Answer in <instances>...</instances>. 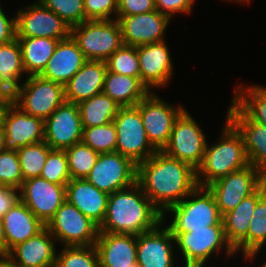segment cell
I'll use <instances>...</instances> for the list:
<instances>
[{
	"label": "cell",
	"mask_w": 266,
	"mask_h": 267,
	"mask_svg": "<svg viewBox=\"0 0 266 267\" xmlns=\"http://www.w3.org/2000/svg\"><path fill=\"white\" fill-rule=\"evenodd\" d=\"M71 179H82L90 173L99 153L83 142L65 149Z\"/></svg>",
	"instance_id": "36"
},
{
	"label": "cell",
	"mask_w": 266,
	"mask_h": 267,
	"mask_svg": "<svg viewBox=\"0 0 266 267\" xmlns=\"http://www.w3.org/2000/svg\"><path fill=\"white\" fill-rule=\"evenodd\" d=\"M82 142L99 154L115 152L117 132L114 122L95 127H83Z\"/></svg>",
	"instance_id": "38"
},
{
	"label": "cell",
	"mask_w": 266,
	"mask_h": 267,
	"mask_svg": "<svg viewBox=\"0 0 266 267\" xmlns=\"http://www.w3.org/2000/svg\"><path fill=\"white\" fill-rule=\"evenodd\" d=\"M65 101L64 85L40 75L25 77L15 89L14 103L27 114L44 121Z\"/></svg>",
	"instance_id": "7"
},
{
	"label": "cell",
	"mask_w": 266,
	"mask_h": 267,
	"mask_svg": "<svg viewBox=\"0 0 266 267\" xmlns=\"http://www.w3.org/2000/svg\"><path fill=\"white\" fill-rule=\"evenodd\" d=\"M83 126L78 104L65 101L44 121V141L65 150L82 142Z\"/></svg>",
	"instance_id": "15"
},
{
	"label": "cell",
	"mask_w": 266,
	"mask_h": 267,
	"mask_svg": "<svg viewBox=\"0 0 266 267\" xmlns=\"http://www.w3.org/2000/svg\"><path fill=\"white\" fill-rule=\"evenodd\" d=\"M17 39L21 46L23 67L26 75H40L52 57L59 40L40 37Z\"/></svg>",
	"instance_id": "31"
},
{
	"label": "cell",
	"mask_w": 266,
	"mask_h": 267,
	"mask_svg": "<svg viewBox=\"0 0 266 267\" xmlns=\"http://www.w3.org/2000/svg\"><path fill=\"white\" fill-rule=\"evenodd\" d=\"M78 106L83 127H95L112 122L121 107L103 92L80 102Z\"/></svg>",
	"instance_id": "33"
},
{
	"label": "cell",
	"mask_w": 266,
	"mask_h": 267,
	"mask_svg": "<svg viewBox=\"0 0 266 267\" xmlns=\"http://www.w3.org/2000/svg\"><path fill=\"white\" fill-rule=\"evenodd\" d=\"M129 267H140V266H139V264L136 262V263L130 265Z\"/></svg>",
	"instance_id": "54"
},
{
	"label": "cell",
	"mask_w": 266,
	"mask_h": 267,
	"mask_svg": "<svg viewBox=\"0 0 266 267\" xmlns=\"http://www.w3.org/2000/svg\"><path fill=\"white\" fill-rule=\"evenodd\" d=\"M103 93L121 107L136 106L149 93L141 77H132L107 70Z\"/></svg>",
	"instance_id": "29"
},
{
	"label": "cell",
	"mask_w": 266,
	"mask_h": 267,
	"mask_svg": "<svg viewBox=\"0 0 266 267\" xmlns=\"http://www.w3.org/2000/svg\"><path fill=\"white\" fill-rule=\"evenodd\" d=\"M108 197L85 178L71 179L66 184V200L99 227L106 215Z\"/></svg>",
	"instance_id": "25"
},
{
	"label": "cell",
	"mask_w": 266,
	"mask_h": 267,
	"mask_svg": "<svg viewBox=\"0 0 266 267\" xmlns=\"http://www.w3.org/2000/svg\"><path fill=\"white\" fill-rule=\"evenodd\" d=\"M0 267H18L12 264L7 258H0Z\"/></svg>",
	"instance_id": "52"
},
{
	"label": "cell",
	"mask_w": 266,
	"mask_h": 267,
	"mask_svg": "<svg viewBox=\"0 0 266 267\" xmlns=\"http://www.w3.org/2000/svg\"><path fill=\"white\" fill-rule=\"evenodd\" d=\"M7 257V239L5 235L4 226L0 218V258Z\"/></svg>",
	"instance_id": "49"
},
{
	"label": "cell",
	"mask_w": 266,
	"mask_h": 267,
	"mask_svg": "<svg viewBox=\"0 0 266 267\" xmlns=\"http://www.w3.org/2000/svg\"><path fill=\"white\" fill-rule=\"evenodd\" d=\"M107 68L113 73L141 77L137 47L122 45L106 61Z\"/></svg>",
	"instance_id": "39"
},
{
	"label": "cell",
	"mask_w": 266,
	"mask_h": 267,
	"mask_svg": "<svg viewBox=\"0 0 266 267\" xmlns=\"http://www.w3.org/2000/svg\"><path fill=\"white\" fill-rule=\"evenodd\" d=\"M40 177L57 185H66L71 180L65 150L49 151Z\"/></svg>",
	"instance_id": "40"
},
{
	"label": "cell",
	"mask_w": 266,
	"mask_h": 267,
	"mask_svg": "<svg viewBox=\"0 0 266 267\" xmlns=\"http://www.w3.org/2000/svg\"><path fill=\"white\" fill-rule=\"evenodd\" d=\"M5 130L4 127H0V153L4 150H6V146H5Z\"/></svg>",
	"instance_id": "50"
},
{
	"label": "cell",
	"mask_w": 266,
	"mask_h": 267,
	"mask_svg": "<svg viewBox=\"0 0 266 267\" xmlns=\"http://www.w3.org/2000/svg\"><path fill=\"white\" fill-rule=\"evenodd\" d=\"M225 1L226 2L228 1V2H231V3L233 2L234 4L236 3V4H244V5H246V4H250V2L252 0H225Z\"/></svg>",
	"instance_id": "53"
},
{
	"label": "cell",
	"mask_w": 266,
	"mask_h": 267,
	"mask_svg": "<svg viewBox=\"0 0 266 267\" xmlns=\"http://www.w3.org/2000/svg\"><path fill=\"white\" fill-rule=\"evenodd\" d=\"M0 75L14 89L28 77L23 67L22 51L18 39L0 45Z\"/></svg>",
	"instance_id": "34"
},
{
	"label": "cell",
	"mask_w": 266,
	"mask_h": 267,
	"mask_svg": "<svg viewBox=\"0 0 266 267\" xmlns=\"http://www.w3.org/2000/svg\"><path fill=\"white\" fill-rule=\"evenodd\" d=\"M107 64L104 61L87 60L81 69L64 85L65 100L80 102L102 93Z\"/></svg>",
	"instance_id": "26"
},
{
	"label": "cell",
	"mask_w": 266,
	"mask_h": 267,
	"mask_svg": "<svg viewBox=\"0 0 266 267\" xmlns=\"http://www.w3.org/2000/svg\"><path fill=\"white\" fill-rule=\"evenodd\" d=\"M95 247L99 267H129L137 262V236L99 232Z\"/></svg>",
	"instance_id": "23"
},
{
	"label": "cell",
	"mask_w": 266,
	"mask_h": 267,
	"mask_svg": "<svg viewBox=\"0 0 266 267\" xmlns=\"http://www.w3.org/2000/svg\"><path fill=\"white\" fill-rule=\"evenodd\" d=\"M19 190L20 200L44 225L66 200V185L51 183L40 176L23 181Z\"/></svg>",
	"instance_id": "16"
},
{
	"label": "cell",
	"mask_w": 266,
	"mask_h": 267,
	"mask_svg": "<svg viewBox=\"0 0 266 267\" xmlns=\"http://www.w3.org/2000/svg\"><path fill=\"white\" fill-rule=\"evenodd\" d=\"M16 11V38L40 37L63 40L71 28L39 0Z\"/></svg>",
	"instance_id": "13"
},
{
	"label": "cell",
	"mask_w": 266,
	"mask_h": 267,
	"mask_svg": "<svg viewBox=\"0 0 266 267\" xmlns=\"http://www.w3.org/2000/svg\"><path fill=\"white\" fill-rule=\"evenodd\" d=\"M1 220L7 239V256L13 247L36 236L46 227L21 200Z\"/></svg>",
	"instance_id": "27"
},
{
	"label": "cell",
	"mask_w": 266,
	"mask_h": 267,
	"mask_svg": "<svg viewBox=\"0 0 266 267\" xmlns=\"http://www.w3.org/2000/svg\"><path fill=\"white\" fill-rule=\"evenodd\" d=\"M20 201V190L10 186H0V218Z\"/></svg>",
	"instance_id": "47"
},
{
	"label": "cell",
	"mask_w": 266,
	"mask_h": 267,
	"mask_svg": "<svg viewBox=\"0 0 266 267\" xmlns=\"http://www.w3.org/2000/svg\"><path fill=\"white\" fill-rule=\"evenodd\" d=\"M257 201L258 189L222 215L225 238L233 249L247 236Z\"/></svg>",
	"instance_id": "30"
},
{
	"label": "cell",
	"mask_w": 266,
	"mask_h": 267,
	"mask_svg": "<svg viewBox=\"0 0 266 267\" xmlns=\"http://www.w3.org/2000/svg\"><path fill=\"white\" fill-rule=\"evenodd\" d=\"M46 228L62 246H92L99 234V226L67 200Z\"/></svg>",
	"instance_id": "10"
},
{
	"label": "cell",
	"mask_w": 266,
	"mask_h": 267,
	"mask_svg": "<svg viewBox=\"0 0 266 267\" xmlns=\"http://www.w3.org/2000/svg\"><path fill=\"white\" fill-rule=\"evenodd\" d=\"M137 182L162 214L198 187L197 171L163 151L138 164Z\"/></svg>",
	"instance_id": "1"
},
{
	"label": "cell",
	"mask_w": 266,
	"mask_h": 267,
	"mask_svg": "<svg viewBox=\"0 0 266 267\" xmlns=\"http://www.w3.org/2000/svg\"><path fill=\"white\" fill-rule=\"evenodd\" d=\"M8 103H1L0 102V127L3 126L4 114L7 110Z\"/></svg>",
	"instance_id": "51"
},
{
	"label": "cell",
	"mask_w": 266,
	"mask_h": 267,
	"mask_svg": "<svg viewBox=\"0 0 266 267\" xmlns=\"http://www.w3.org/2000/svg\"><path fill=\"white\" fill-rule=\"evenodd\" d=\"M138 165L118 152L99 154L86 180L97 189L112 194L137 182Z\"/></svg>",
	"instance_id": "12"
},
{
	"label": "cell",
	"mask_w": 266,
	"mask_h": 267,
	"mask_svg": "<svg viewBox=\"0 0 266 267\" xmlns=\"http://www.w3.org/2000/svg\"><path fill=\"white\" fill-rule=\"evenodd\" d=\"M206 137L186 108L175 120L170 139L162 151L197 170L204 158L208 142Z\"/></svg>",
	"instance_id": "8"
},
{
	"label": "cell",
	"mask_w": 266,
	"mask_h": 267,
	"mask_svg": "<svg viewBox=\"0 0 266 267\" xmlns=\"http://www.w3.org/2000/svg\"><path fill=\"white\" fill-rule=\"evenodd\" d=\"M15 101V89L0 75V102L12 104Z\"/></svg>",
	"instance_id": "48"
},
{
	"label": "cell",
	"mask_w": 266,
	"mask_h": 267,
	"mask_svg": "<svg viewBox=\"0 0 266 267\" xmlns=\"http://www.w3.org/2000/svg\"><path fill=\"white\" fill-rule=\"evenodd\" d=\"M265 181L254 166L248 165L214 181L207 188L214 195L219 212L223 215L254 193Z\"/></svg>",
	"instance_id": "14"
},
{
	"label": "cell",
	"mask_w": 266,
	"mask_h": 267,
	"mask_svg": "<svg viewBox=\"0 0 266 267\" xmlns=\"http://www.w3.org/2000/svg\"><path fill=\"white\" fill-rule=\"evenodd\" d=\"M234 88L232 101L252 121L266 126V86L241 83Z\"/></svg>",
	"instance_id": "32"
},
{
	"label": "cell",
	"mask_w": 266,
	"mask_h": 267,
	"mask_svg": "<svg viewBox=\"0 0 266 267\" xmlns=\"http://www.w3.org/2000/svg\"><path fill=\"white\" fill-rule=\"evenodd\" d=\"M170 20L172 19L157 10L121 17L118 21L123 44L137 47L166 40Z\"/></svg>",
	"instance_id": "19"
},
{
	"label": "cell",
	"mask_w": 266,
	"mask_h": 267,
	"mask_svg": "<svg viewBox=\"0 0 266 267\" xmlns=\"http://www.w3.org/2000/svg\"><path fill=\"white\" fill-rule=\"evenodd\" d=\"M155 0H118L117 20L123 16L155 11Z\"/></svg>",
	"instance_id": "44"
},
{
	"label": "cell",
	"mask_w": 266,
	"mask_h": 267,
	"mask_svg": "<svg viewBox=\"0 0 266 267\" xmlns=\"http://www.w3.org/2000/svg\"><path fill=\"white\" fill-rule=\"evenodd\" d=\"M113 122L117 132L115 152L138 165L157 151L148 140L138 105L120 107Z\"/></svg>",
	"instance_id": "9"
},
{
	"label": "cell",
	"mask_w": 266,
	"mask_h": 267,
	"mask_svg": "<svg viewBox=\"0 0 266 267\" xmlns=\"http://www.w3.org/2000/svg\"><path fill=\"white\" fill-rule=\"evenodd\" d=\"M87 61L78 44L70 35L59 40L41 77L65 85Z\"/></svg>",
	"instance_id": "24"
},
{
	"label": "cell",
	"mask_w": 266,
	"mask_h": 267,
	"mask_svg": "<svg viewBox=\"0 0 266 267\" xmlns=\"http://www.w3.org/2000/svg\"><path fill=\"white\" fill-rule=\"evenodd\" d=\"M266 244V181L258 188V201L250 220L247 236L234 248L245 262H254ZM247 260V261H246Z\"/></svg>",
	"instance_id": "28"
},
{
	"label": "cell",
	"mask_w": 266,
	"mask_h": 267,
	"mask_svg": "<svg viewBox=\"0 0 266 267\" xmlns=\"http://www.w3.org/2000/svg\"><path fill=\"white\" fill-rule=\"evenodd\" d=\"M118 0H84L86 20H112L117 18Z\"/></svg>",
	"instance_id": "43"
},
{
	"label": "cell",
	"mask_w": 266,
	"mask_h": 267,
	"mask_svg": "<svg viewBox=\"0 0 266 267\" xmlns=\"http://www.w3.org/2000/svg\"><path fill=\"white\" fill-rule=\"evenodd\" d=\"M213 144L207 142L204 158L197 171L199 187H207L229 173L247 167L244 140L237 128L226 118L220 138Z\"/></svg>",
	"instance_id": "3"
},
{
	"label": "cell",
	"mask_w": 266,
	"mask_h": 267,
	"mask_svg": "<svg viewBox=\"0 0 266 267\" xmlns=\"http://www.w3.org/2000/svg\"><path fill=\"white\" fill-rule=\"evenodd\" d=\"M56 245V239L45 227L36 236L13 247L6 258L18 267H54Z\"/></svg>",
	"instance_id": "22"
},
{
	"label": "cell",
	"mask_w": 266,
	"mask_h": 267,
	"mask_svg": "<svg viewBox=\"0 0 266 267\" xmlns=\"http://www.w3.org/2000/svg\"><path fill=\"white\" fill-rule=\"evenodd\" d=\"M162 221L155 229L137 236V263L140 267H177L175 238ZM175 249V250H174ZM177 259V260H176Z\"/></svg>",
	"instance_id": "17"
},
{
	"label": "cell",
	"mask_w": 266,
	"mask_h": 267,
	"mask_svg": "<svg viewBox=\"0 0 266 267\" xmlns=\"http://www.w3.org/2000/svg\"><path fill=\"white\" fill-rule=\"evenodd\" d=\"M137 105L148 140L157 151H162L170 139L175 120L186 109L185 105H172L157 91L150 92Z\"/></svg>",
	"instance_id": "11"
},
{
	"label": "cell",
	"mask_w": 266,
	"mask_h": 267,
	"mask_svg": "<svg viewBox=\"0 0 266 267\" xmlns=\"http://www.w3.org/2000/svg\"><path fill=\"white\" fill-rule=\"evenodd\" d=\"M260 267H266V261H264Z\"/></svg>",
	"instance_id": "55"
},
{
	"label": "cell",
	"mask_w": 266,
	"mask_h": 267,
	"mask_svg": "<svg viewBox=\"0 0 266 267\" xmlns=\"http://www.w3.org/2000/svg\"><path fill=\"white\" fill-rule=\"evenodd\" d=\"M175 238L183 265L181 267H206V263L213 256L224 254V257H235L232 246L227 242L224 234L223 222L218 225L208 226L206 229L189 230L181 234H172ZM224 252V253H223ZM235 255V256H234Z\"/></svg>",
	"instance_id": "5"
},
{
	"label": "cell",
	"mask_w": 266,
	"mask_h": 267,
	"mask_svg": "<svg viewBox=\"0 0 266 267\" xmlns=\"http://www.w3.org/2000/svg\"><path fill=\"white\" fill-rule=\"evenodd\" d=\"M0 0V45L11 42L16 38V16L5 14Z\"/></svg>",
	"instance_id": "46"
},
{
	"label": "cell",
	"mask_w": 266,
	"mask_h": 267,
	"mask_svg": "<svg viewBox=\"0 0 266 267\" xmlns=\"http://www.w3.org/2000/svg\"><path fill=\"white\" fill-rule=\"evenodd\" d=\"M55 267H99L98 253L92 246H62L57 251Z\"/></svg>",
	"instance_id": "37"
},
{
	"label": "cell",
	"mask_w": 266,
	"mask_h": 267,
	"mask_svg": "<svg viewBox=\"0 0 266 267\" xmlns=\"http://www.w3.org/2000/svg\"><path fill=\"white\" fill-rule=\"evenodd\" d=\"M51 149L45 141H42L17 150L23 181L40 176Z\"/></svg>",
	"instance_id": "35"
},
{
	"label": "cell",
	"mask_w": 266,
	"mask_h": 267,
	"mask_svg": "<svg viewBox=\"0 0 266 267\" xmlns=\"http://www.w3.org/2000/svg\"><path fill=\"white\" fill-rule=\"evenodd\" d=\"M162 221L163 214L136 182L109 194L106 215L99 232L138 236L155 229Z\"/></svg>",
	"instance_id": "2"
},
{
	"label": "cell",
	"mask_w": 266,
	"mask_h": 267,
	"mask_svg": "<svg viewBox=\"0 0 266 267\" xmlns=\"http://www.w3.org/2000/svg\"><path fill=\"white\" fill-rule=\"evenodd\" d=\"M167 40L137 46L141 82L150 92L168 86L175 66Z\"/></svg>",
	"instance_id": "18"
},
{
	"label": "cell",
	"mask_w": 266,
	"mask_h": 267,
	"mask_svg": "<svg viewBox=\"0 0 266 267\" xmlns=\"http://www.w3.org/2000/svg\"><path fill=\"white\" fill-rule=\"evenodd\" d=\"M173 216L167 227L172 234H181L189 230L206 229L208 226L218 225L222 221L214 195L207 187H197L180 203L171 206L164 214Z\"/></svg>",
	"instance_id": "4"
},
{
	"label": "cell",
	"mask_w": 266,
	"mask_h": 267,
	"mask_svg": "<svg viewBox=\"0 0 266 267\" xmlns=\"http://www.w3.org/2000/svg\"><path fill=\"white\" fill-rule=\"evenodd\" d=\"M23 176L15 150H4L0 153V186H10L20 189Z\"/></svg>",
	"instance_id": "42"
},
{
	"label": "cell",
	"mask_w": 266,
	"mask_h": 267,
	"mask_svg": "<svg viewBox=\"0 0 266 267\" xmlns=\"http://www.w3.org/2000/svg\"><path fill=\"white\" fill-rule=\"evenodd\" d=\"M226 118L241 133L249 164L266 179V126L252 121L232 100Z\"/></svg>",
	"instance_id": "21"
},
{
	"label": "cell",
	"mask_w": 266,
	"mask_h": 267,
	"mask_svg": "<svg viewBox=\"0 0 266 267\" xmlns=\"http://www.w3.org/2000/svg\"><path fill=\"white\" fill-rule=\"evenodd\" d=\"M6 150L44 141V120L24 112L15 103L9 104L4 114Z\"/></svg>",
	"instance_id": "20"
},
{
	"label": "cell",
	"mask_w": 266,
	"mask_h": 267,
	"mask_svg": "<svg viewBox=\"0 0 266 267\" xmlns=\"http://www.w3.org/2000/svg\"><path fill=\"white\" fill-rule=\"evenodd\" d=\"M196 0H155L156 10L173 19L175 14L190 15Z\"/></svg>",
	"instance_id": "45"
},
{
	"label": "cell",
	"mask_w": 266,
	"mask_h": 267,
	"mask_svg": "<svg viewBox=\"0 0 266 267\" xmlns=\"http://www.w3.org/2000/svg\"><path fill=\"white\" fill-rule=\"evenodd\" d=\"M70 28L85 21L84 0H39Z\"/></svg>",
	"instance_id": "41"
},
{
	"label": "cell",
	"mask_w": 266,
	"mask_h": 267,
	"mask_svg": "<svg viewBox=\"0 0 266 267\" xmlns=\"http://www.w3.org/2000/svg\"><path fill=\"white\" fill-rule=\"evenodd\" d=\"M72 38L87 60L104 61L123 45L117 19L86 20L71 27Z\"/></svg>",
	"instance_id": "6"
}]
</instances>
